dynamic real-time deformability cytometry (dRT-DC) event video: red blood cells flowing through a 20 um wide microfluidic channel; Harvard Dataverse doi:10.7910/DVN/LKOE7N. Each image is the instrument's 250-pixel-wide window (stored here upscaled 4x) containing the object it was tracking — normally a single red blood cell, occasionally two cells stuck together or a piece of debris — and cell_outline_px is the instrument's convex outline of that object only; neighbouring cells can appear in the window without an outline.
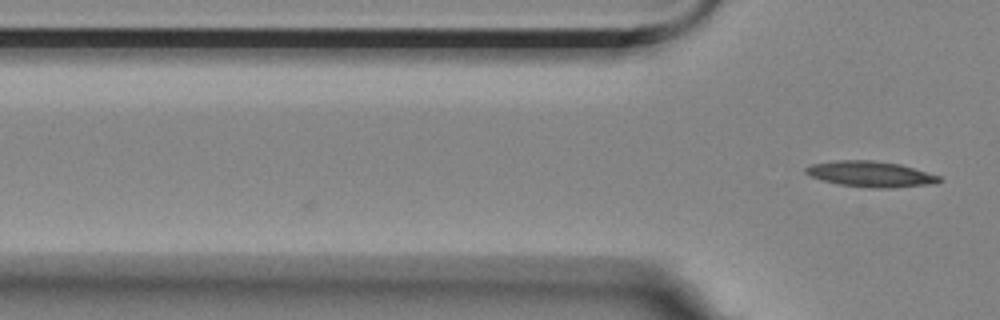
{"species": "Egyptian fruit bat (a non-hibernating species)", "species_latin": "Rousettus aegyptiacus", "temperature_condition": "room temperature", "stored_images_in_passage": 3, "camera_frame_rate_fps": 3000, "um_per_image_px": 0.085, "animal": {"sex": "female"}, "frame": {"image": 1, "passage_image": 3, "time_ms": 0.667, "image_size_px": [1000, 320], "cell_outline_px": [[944, 180], [936, 184], [892, 188], [880, 188], [840, 184], [824, 180], [812, 176], [804, 172], [804, 168], [812, 164], [836, 160], [872, 160], [900, 164], [940, 176]], "centroid_in_image_um": [74.06, 14.79], "position_along_channel_um": 51.7, "area_um2": 19.88}}